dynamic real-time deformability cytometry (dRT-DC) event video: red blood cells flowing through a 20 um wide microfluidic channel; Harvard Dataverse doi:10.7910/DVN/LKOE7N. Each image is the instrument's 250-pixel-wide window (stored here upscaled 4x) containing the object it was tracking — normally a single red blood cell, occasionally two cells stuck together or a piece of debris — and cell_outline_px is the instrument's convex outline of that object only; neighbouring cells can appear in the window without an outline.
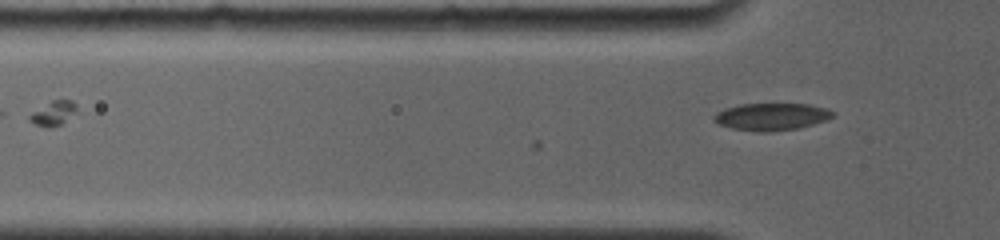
{"species": "common noctule bat (a hibernating species)", "species_latin": "Nyctalus noctula", "temperature_condition": "room temperature", "stored_images_in_passage": 18, "camera_frame_rate_fps": 4000, "um_per_image_px": 0.085, "animal": {"sex": "female", "body_mass_g": 19.0, "forearm_length_mm": 56.7}, "frame": {"image": 1, "passage_image": 2, "time_ms": 0.75, "image_size_px": [1000, 240], "cell_outline_px": [[836, 112], [828, 120], [796, 128], [768, 132], [760, 132], [732, 128], [716, 124], [712, 120], [712, 116], [716, 112], [724, 108], [740, 104], [808, 104], [824, 108]], "centroid_in_image_um": [65.51, 9.91], "position_along_channel_um": 60.3, "area_um2": 18.9}}
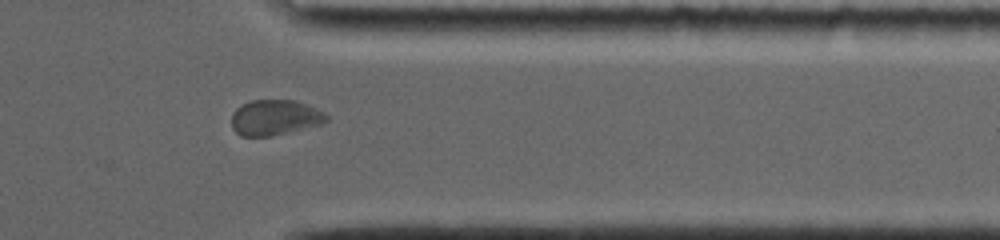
{"frame": {"image": 2, "passage_image": 14, "time_ms": 9.5, "image_size_px": [1000, 240], "cell_outline_px": [[328, 120], [320, 124], [272, 136], [240, 136], [232, 128], [232, 112], [240, 104], [252, 100], [296, 100], [316, 108], [324, 112], [328, 116]], "centroid_in_image_um": [23.34, 9.98], "position_along_channel_um": 388.1, "area_um2": 19.65}}
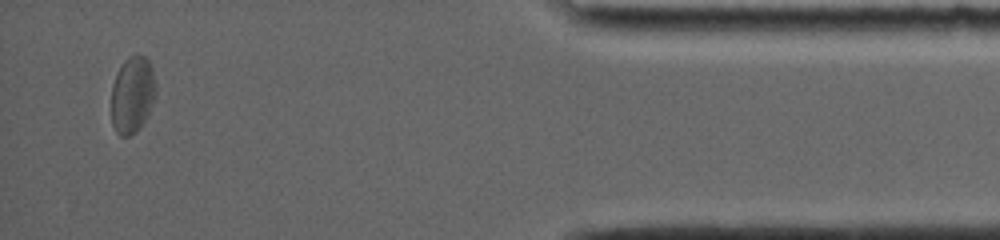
{"frame": {"image": 3, "passage_image": 17, "time_ms": 11.75, "image_size_px": [1000, 240], "cell_outline_px": [[156, 88], [152, 104], [148, 116], [140, 128], [136, 132], [128, 136], [120, 136], [116, 132], [112, 124], [112, 84], [124, 60], [128, 56], [144, 56], [148, 60], [152, 68]], "centroid_in_image_um": [11.25, 8.08], "position_along_channel_um": 423.9, "area_um2": 19.77}}